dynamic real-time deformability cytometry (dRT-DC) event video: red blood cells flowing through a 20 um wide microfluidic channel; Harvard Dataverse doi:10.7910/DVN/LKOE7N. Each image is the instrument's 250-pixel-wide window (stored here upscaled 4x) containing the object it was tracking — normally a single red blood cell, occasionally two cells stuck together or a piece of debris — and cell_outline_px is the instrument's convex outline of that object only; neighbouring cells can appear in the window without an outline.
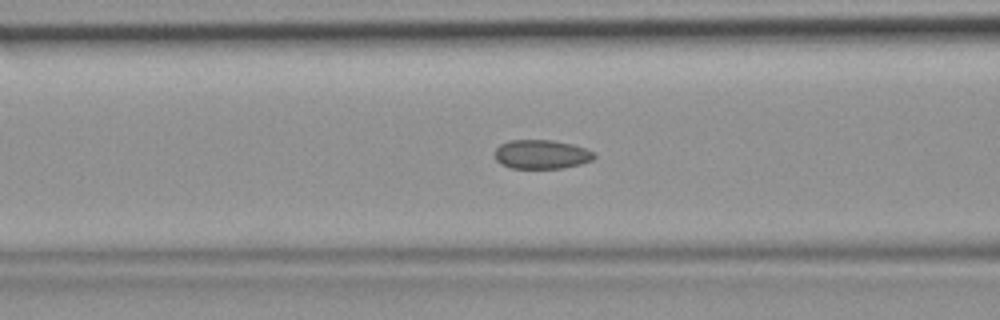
{"species": "common noctule bat (a hibernating species)", "species_latin": "Nyctalus noctula", "temperature_condition": "room temperature", "stored_images_in_passage": 45, "camera_frame_rate_fps": 3000, "um_per_image_px": 0.085, "animal": {"sex": "female", "body_mass_g": 19.9}, "frame": {"image": 1, "passage_image": 17, "time_ms": 5.333, "image_size_px": [1000, 320], "cell_outline_px": [[596, 156], [592, 160], [580, 164], [560, 168], [512, 168], [500, 164], [496, 160], [496, 148], [500, 144], [508, 140], [552, 140], [572, 144], [596, 152]], "centroid_in_image_um": [46.03, 13.11], "position_along_channel_um": 120.6, "area_um2": 16.82}}
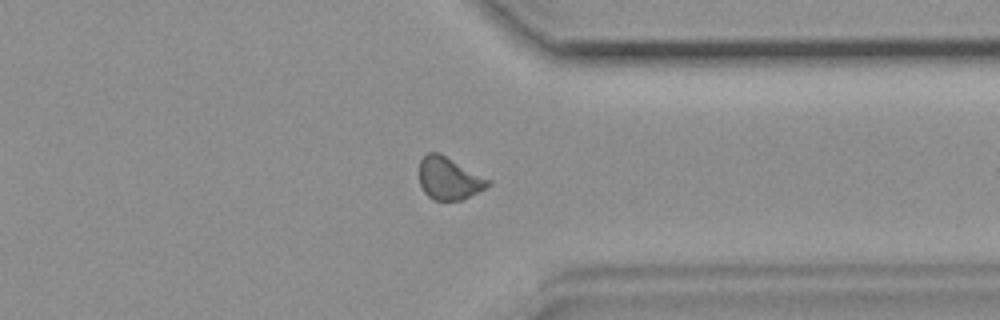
{"frame": {"image": 2, "passage_image": 34, "time_ms": 11.0, "image_size_px": [1000, 320], "cell_outline_px": [[492, 184], [460, 200], [436, 200], [428, 196], [424, 192], [420, 184], [420, 160], [428, 152], [440, 152], [492, 180]], "centroid_in_image_um": [38.17, 15.14], "position_along_channel_um": 373.2, "area_um2": 16.99}}
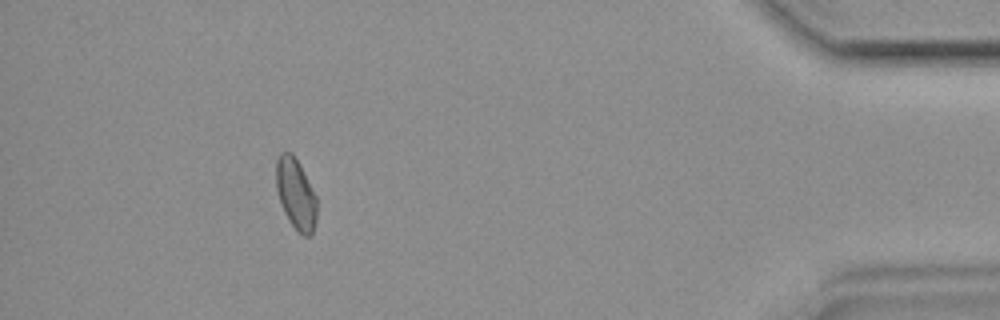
{"frame": {"image": 3, "passage_image": 40, "time_ms": 13.0, "image_size_px": [1000, 320], "cell_outline_px": [[316, 220], [312, 232], [308, 236], [304, 236], [288, 220], [284, 212], [276, 188], [276, 160], [280, 152], [292, 152], [300, 164], [316, 196]], "centroid_in_image_um": [25.13, 16.44], "position_along_channel_um": 410.1, "area_um2": 16.65}}